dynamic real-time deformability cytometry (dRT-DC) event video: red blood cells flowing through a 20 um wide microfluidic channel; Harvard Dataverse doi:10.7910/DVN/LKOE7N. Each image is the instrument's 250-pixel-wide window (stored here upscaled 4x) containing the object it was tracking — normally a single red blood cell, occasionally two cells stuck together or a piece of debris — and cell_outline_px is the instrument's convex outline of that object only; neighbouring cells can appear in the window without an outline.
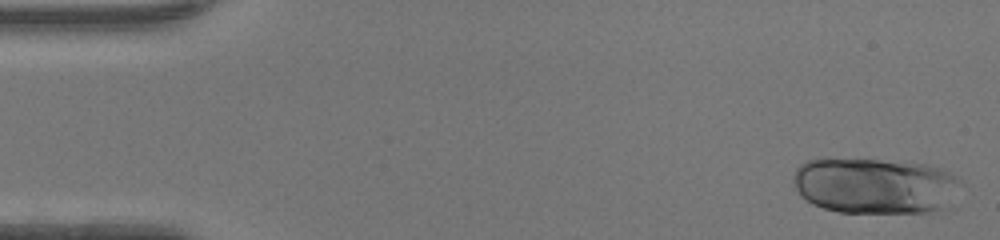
{"species": "human", "species_latin": "Homo sapiens", "temperature_condition": "warm", "stored_images_in_passage": 46, "camera_frame_rate_fps": 3000, "um_per_image_px": 0.085, "donor": {"sex": "female"}, "frame": {"image": 1, "passage_image": 1, "time_ms": 0.0, "image_size_px": [1000, 240], "cell_outline_px": [[964, 184], [940, 208], [928, 212], [840, 212], [824, 208], [812, 204], [804, 200], [800, 196], [792, 180], [792, 176], [796, 168], [800, 164], [808, 160], [824, 156], [880, 160], [928, 164], [940, 168], [956, 176]], "centroid_in_image_um": [74.27, 15.74], "position_along_channel_um": 10.7, "area_um2": 55.2}}
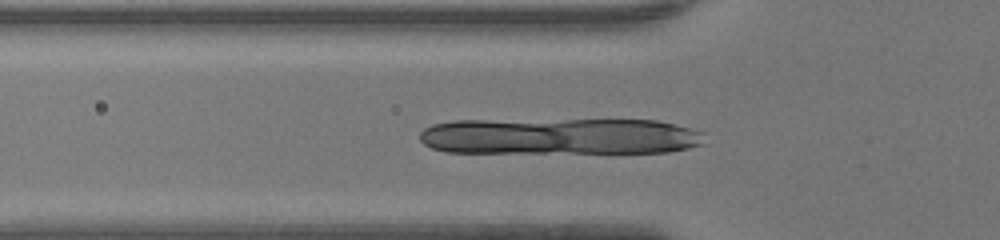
{"frame": {"image": 2, "passage_image": 15, "time_ms": 4.667, "image_size_px": [1000, 240], "cell_outline_px": [[704, 144], [688, 148], [668, 152], [444, 152], [432, 148], [424, 144], [420, 140], [420, 132], [424, 128], [432, 124], [456, 120], [656, 120], [704, 132]], "centroid_in_image_um": [47.56, 11.58], "position_along_channel_um": 78.2, "area_um2": 60.81}}